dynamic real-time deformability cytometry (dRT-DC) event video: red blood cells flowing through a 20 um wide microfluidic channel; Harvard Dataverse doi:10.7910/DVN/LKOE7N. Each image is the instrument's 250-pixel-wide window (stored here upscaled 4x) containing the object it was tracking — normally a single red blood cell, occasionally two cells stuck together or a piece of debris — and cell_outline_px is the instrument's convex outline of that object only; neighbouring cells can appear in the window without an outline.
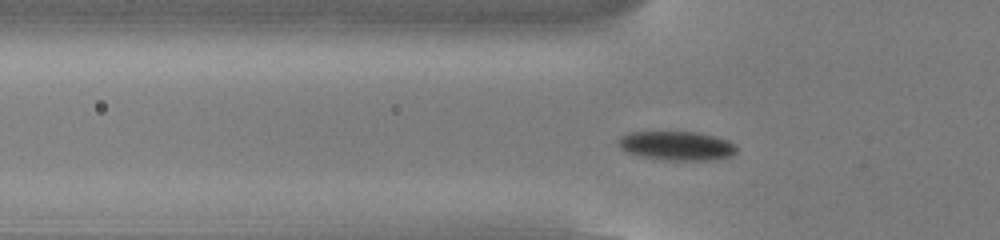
{"species": "common noctule bat (a hibernating species)", "species_latin": "Nyctalus noctula", "temperature_condition": "cold", "stored_images_in_passage": 48, "camera_frame_rate_fps": 3000, "um_per_image_px": 0.085, "animal": {"sex": "male", "body_mass_g": 13.0, "forearm_length_mm": 53.1}, "frame": {"image": 1, "passage_image": 12, "time_ms": 3.667, "image_size_px": [1000, 240], "cell_outline_px": [[736, 152], [732, 156], [716, 160], [668, 160], [640, 156], [628, 152], [620, 148], [616, 144], [616, 140], [620, 136], [632, 132], [696, 132], [716, 136], [728, 140], [736, 144]], "centroid_in_image_um": [57.53, 12.39], "position_along_channel_um": 68.3, "area_um2": 20.23}}
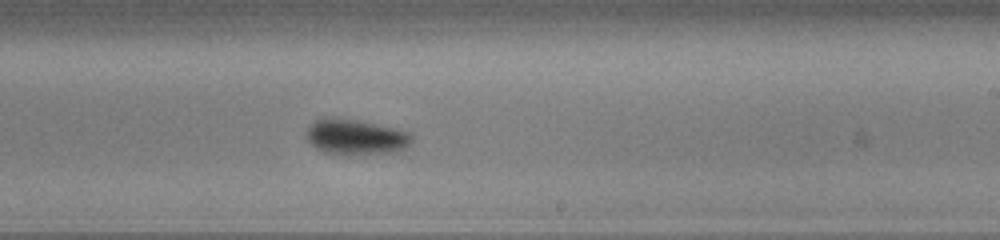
{"frame": {"image": 2, "passage_image": 27, "time_ms": 8.667, "image_size_px": [1000, 240], "cell_outline_px": [[412, 144], [396, 152], [344, 156], [340, 156], [324, 152], [316, 148], [304, 136], [308, 128], [320, 116], [332, 116], [356, 120], [396, 128], [408, 132], [412, 136]], "centroid_in_image_um": [30.21, 11.65], "position_along_channel_um": 258.8, "area_um2": 22.37}}
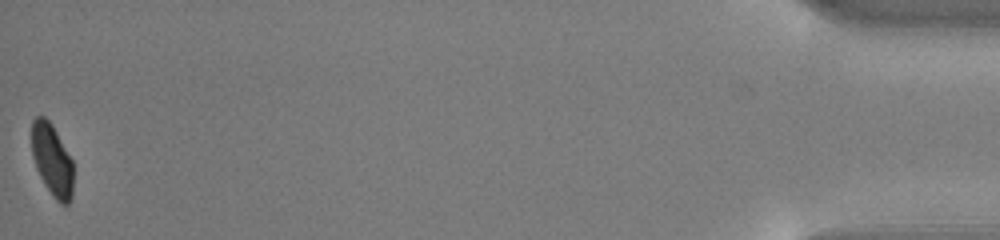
{"frame": {"image": 3, "passage_image": 48, "time_ms": 15.667, "image_size_px": [1000, 240], "cell_outline_px": [[72, 200], [68, 204], [60, 204], [52, 196], [44, 184], [36, 168], [32, 156], [32, 120], [36, 116], [44, 116], [52, 124], [72, 160]], "centroid_in_image_um": [4.42, 13.62], "position_along_channel_um": 430.8, "area_um2": 17.46}, "authors_computed_cell_mechanics": {"area_um2": 19.6809, "velocity_mm_per_s": 3.8378, "shape_relaxation_time_tau1_ms": 2.7807, "shape_relaxation_time_tau2_ms": null, "deformation_change_tau1": 0.1076, "deformation_change_tau2": null}}